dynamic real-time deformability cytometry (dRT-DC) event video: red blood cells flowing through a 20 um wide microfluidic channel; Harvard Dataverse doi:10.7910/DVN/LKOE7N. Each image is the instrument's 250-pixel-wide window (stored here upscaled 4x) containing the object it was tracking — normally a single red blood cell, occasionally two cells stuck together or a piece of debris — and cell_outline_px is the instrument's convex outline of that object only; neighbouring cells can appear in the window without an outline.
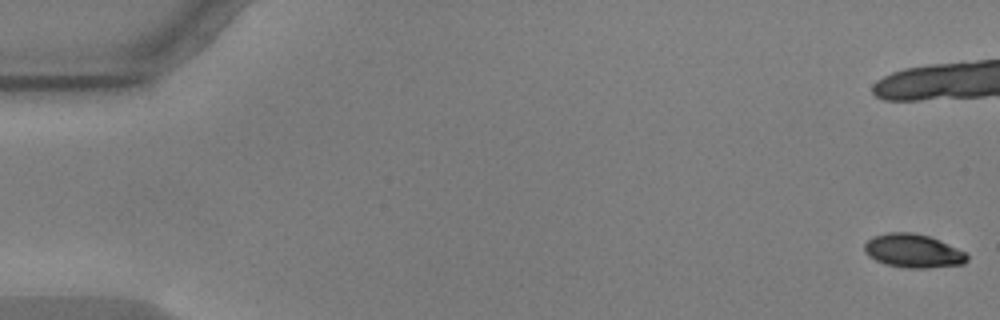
{"species": "common noctule bat (a hibernating species)", "species_latin": "Nyctalus noctula", "temperature_condition": "warm", "stored_images_in_passage": 57, "camera_frame_rate_fps": 3000, "um_per_image_px": 0.085, "animal": {"sex": "male", "body_mass_g": 17.9, "forearm_length_mm": 54.2}, "frame": {"image": 1, "passage_image": 1, "time_ms": 0.0, "image_size_px": [1000, 320], "cell_outline_px": [[968, 260], [964, 264], [924, 268], [908, 268], [884, 264], [868, 256], [864, 252], [864, 244], [872, 236], [888, 232], [912, 232], [928, 236], [940, 240], [964, 252], [968, 256]], "centroid_in_image_um": [77.58, 21.32], "position_along_channel_um": 7.4, "area_um2": 20.11}, "authors_computed_cell_mechanics": {"area_um2": 21.6172, "velocity_mm_per_s": 3.5974, "shape_relaxation_time_tau1_ms": 3.045, "shape_relaxation_time_tau2_ms": 2.8546, "deformation_change_tau1": 0.139, "deformation_change_tau2": 0.0717}}